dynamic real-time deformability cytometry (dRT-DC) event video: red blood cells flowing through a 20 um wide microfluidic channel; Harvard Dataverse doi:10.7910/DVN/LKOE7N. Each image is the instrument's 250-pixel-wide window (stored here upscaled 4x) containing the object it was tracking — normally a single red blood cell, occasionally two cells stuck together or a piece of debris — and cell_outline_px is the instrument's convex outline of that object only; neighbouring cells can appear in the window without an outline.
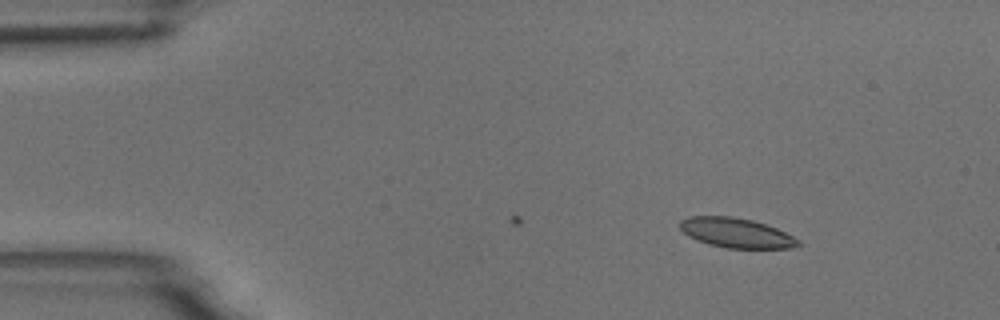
{"species": "common noctule bat (a hibernating species)", "species_latin": "Nyctalus noctula", "temperature_condition": "room temperature", "stored_images_in_passage": 9, "camera_frame_rate_fps": 3000, "um_per_image_px": 0.085, "animal": {"sex": "male", "body_mass_g": 18.8}, "frame": {"image": 1, "passage_image": 2, "time_ms": 2.0, "image_size_px": [1000, 320], "cell_outline_px": [[800, 244], [792, 248], [728, 248], [708, 244], [696, 240], [688, 236], [680, 228], [680, 220], [688, 216], [732, 216], [752, 220], [776, 228], [800, 240]], "centroid_in_image_um": [62.55, 19.79], "position_along_channel_um": 22.5, "area_um2": 20.4}}
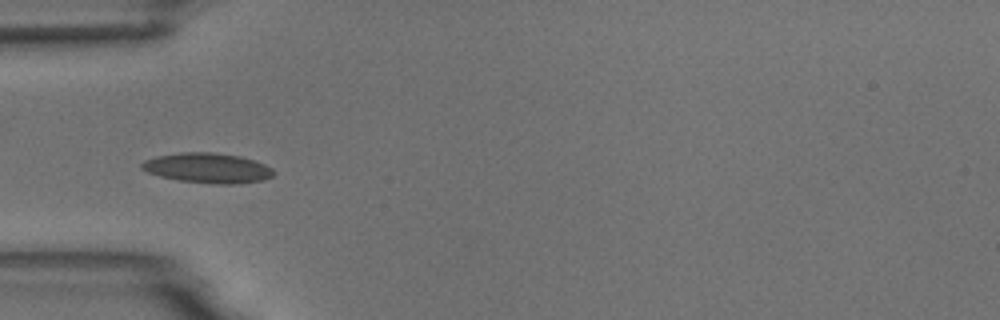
{"frame": {"image": 2, "passage_image": 5, "time_ms": 5.333, "image_size_px": [1000, 320], "cell_outline_px": [[276, 172], [272, 176], [264, 180], [236, 184], [216, 184], [180, 180], [160, 176], [148, 172], [140, 168], [140, 164], [144, 160], [156, 156], [180, 152], [212, 152], [240, 156], [264, 164], [272, 168]], "centroid_in_image_um": [17.65, 14.28], "position_along_channel_um": 67.4, "area_um2": 23.06}}
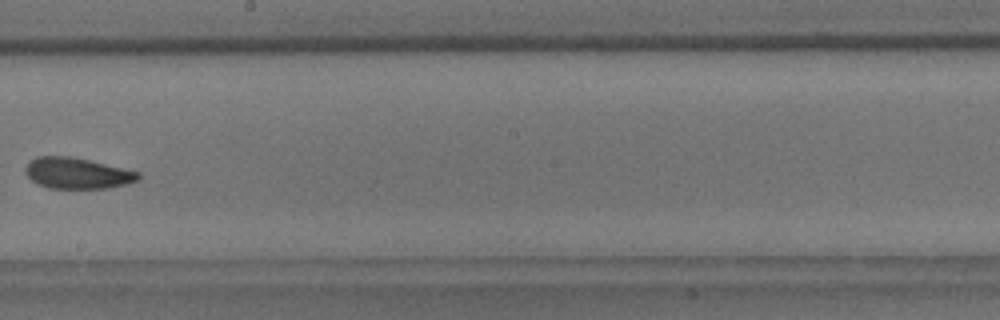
{"frame": {"image": 3, "passage_image": 9, "time_ms": 10.0, "image_size_px": [1000, 320], "cell_outline_px": [[140, 180], [128, 184], [108, 188], [48, 188], [36, 184], [24, 172], [24, 168], [36, 156], [68, 156], [88, 160], [124, 168], [140, 172]], "centroid_in_image_um": [6.58, 14.73], "position_along_channel_um": 241.6, "area_um2": 20.46}}